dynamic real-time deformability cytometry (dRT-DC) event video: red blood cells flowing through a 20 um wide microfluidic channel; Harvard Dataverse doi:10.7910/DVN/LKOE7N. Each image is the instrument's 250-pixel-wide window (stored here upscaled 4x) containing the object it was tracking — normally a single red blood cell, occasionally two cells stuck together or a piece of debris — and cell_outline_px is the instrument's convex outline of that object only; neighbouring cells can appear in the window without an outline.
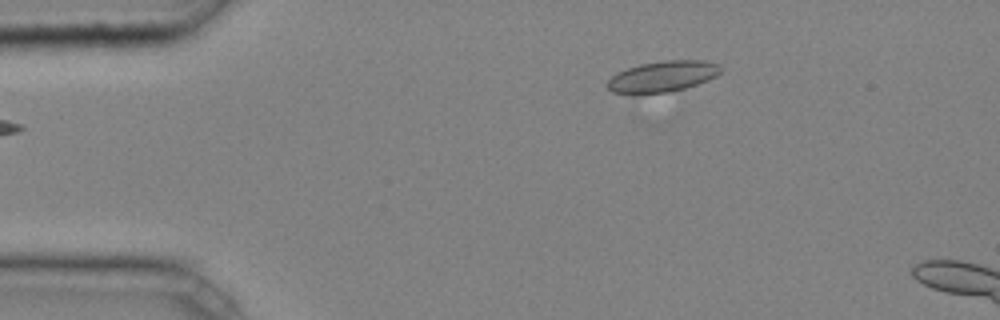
{"species": "common noctule bat (a hibernating species)", "species_latin": "Nyctalus noctula", "temperature_condition": "cold", "stored_images_in_passage": 4, "camera_frame_rate_fps": 3000, "um_per_image_px": 0.085, "animal": {"sex": "male", "body_mass_g": 20.4}, "frame": {"image": 1, "passage_image": 4, "time_ms": 1.0, "image_size_px": [1000, 320], "cell_outline_px": [[720, 72], [716, 76], [708, 80], [684, 88], [668, 92], [640, 96], [632, 96], [612, 92], [604, 84], [616, 72], [640, 64], [664, 60], [704, 60], [716, 64], [720, 68]], "centroid_in_image_um": [56.21, 6.54], "position_along_channel_um": 28.8, "area_um2": 20.92}}